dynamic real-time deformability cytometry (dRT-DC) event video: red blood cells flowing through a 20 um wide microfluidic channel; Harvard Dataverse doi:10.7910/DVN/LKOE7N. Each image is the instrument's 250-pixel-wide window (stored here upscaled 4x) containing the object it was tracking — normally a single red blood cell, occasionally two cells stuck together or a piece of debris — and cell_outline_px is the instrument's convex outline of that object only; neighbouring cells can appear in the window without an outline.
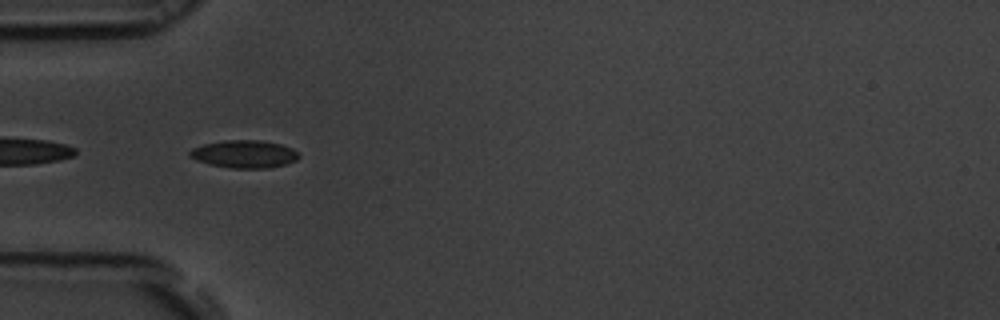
{"species": "common noctule bat (a hibernating species)", "species_latin": "Nyctalus noctula", "temperature_condition": "room temperature", "stored_images_in_passage": 46, "camera_frame_rate_fps": 3000, "um_per_image_px": 0.085, "animal": {"sex": "male", "body_mass_g": 19.5, "forearm_length_mm": 54.6}, "frame": {"image": 1, "passage_image": 9, "time_ms": 2.667, "image_size_px": [1000, 320], "cell_outline_px": [[300, 156], [296, 160], [284, 164], [268, 168], [228, 168], [208, 164], [196, 160], [188, 156], [188, 152], [192, 148], [204, 144], [224, 140], [260, 140], [280, 144], [292, 148], [300, 152]], "centroid_in_image_um": [20.75, 13.09], "position_along_channel_um": 64.3, "area_um2": 17.74}}
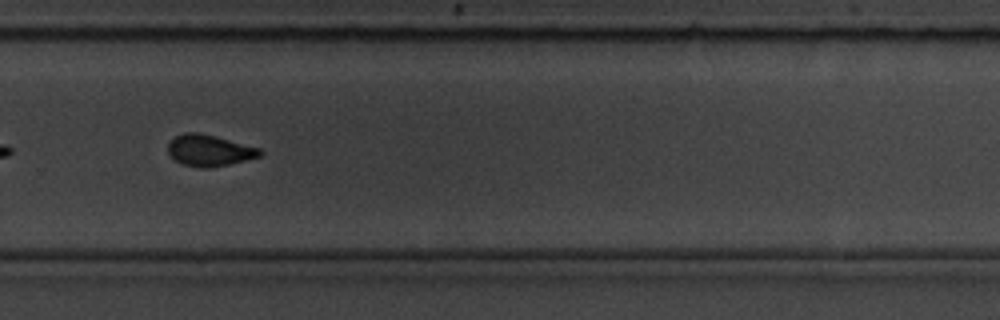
{"frame": {"image": 2, "passage_image": 29, "time_ms": 9.333, "image_size_px": [1000, 320], "cell_outline_px": [[264, 152], [260, 156], [212, 168], [200, 168], [184, 164], [176, 160], [168, 152], [168, 144], [176, 136], [184, 132], [196, 132], [216, 136], [260, 148]], "centroid_in_image_um": [17.81, 12.78], "position_along_channel_um": 312.0, "area_um2": 16.65}}
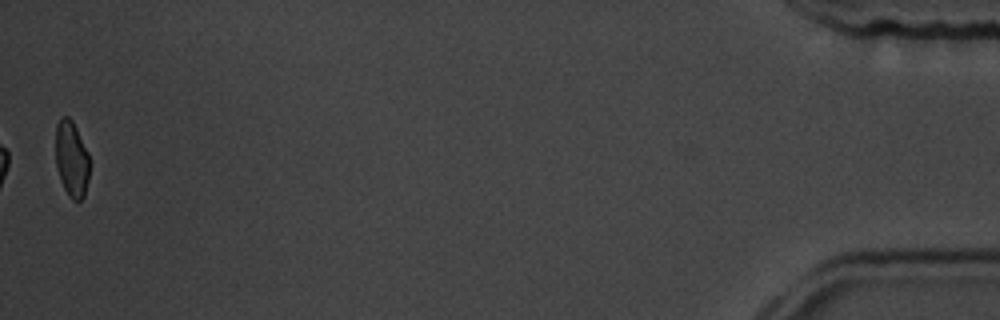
{"frame": {"image": 3, "passage_image": 46, "time_ms": 15.0, "image_size_px": [1000, 320], "cell_outline_px": [[92, 164], [84, 196], [80, 200], [72, 200], [64, 188], [60, 180], [56, 164], [56, 124], [60, 116], [68, 116], [72, 120], [88, 152]], "centroid_in_image_um": [6.11, 13.5], "position_along_channel_um": 429.1, "area_um2": 15.32}, "authors_computed_cell_mechanics": {"area_um2": 17.051, "velocity_mm_per_s": 3.7387, "shape_relaxation_time_tau1_ms": 2.916, "shape_relaxation_time_tau2_ms": 1.74, "deformation_change_tau1": 0.1126, "deformation_change_tau2": 0.0821}}